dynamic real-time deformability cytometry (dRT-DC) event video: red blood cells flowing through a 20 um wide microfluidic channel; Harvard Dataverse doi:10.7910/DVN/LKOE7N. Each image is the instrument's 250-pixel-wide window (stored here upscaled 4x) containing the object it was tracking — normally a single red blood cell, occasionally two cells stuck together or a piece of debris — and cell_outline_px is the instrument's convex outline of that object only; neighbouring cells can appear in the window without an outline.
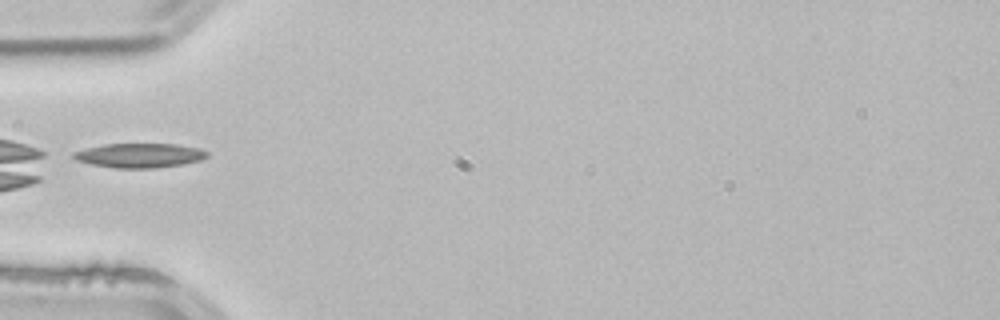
{"species": "common noctule bat (a hibernating species)", "species_latin": "Nyctalus noctula", "temperature_condition": "room temperature", "stored_images_in_passage": 34, "camera_frame_rate_fps": 3000, "um_per_image_px": 0.085, "animal": {"sex": "male", "body_mass_g": 21.5, "forearm_length_mm": 52.0}, "frame": {"image": 1, "passage_image": 1, "time_ms": 0.0, "image_size_px": [1000, 320], "cell_outline_px": [[208, 156], [200, 160], [184, 164], [156, 168], [116, 168], [92, 164], [76, 160], [72, 156], [72, 152], [104, 144], [176, 144], [200, 148], [208, 152]], "centroid_in_image_um": [11.89, 13.21], "position_along_channel_um": 73.1, "area_um2": 18.96}}